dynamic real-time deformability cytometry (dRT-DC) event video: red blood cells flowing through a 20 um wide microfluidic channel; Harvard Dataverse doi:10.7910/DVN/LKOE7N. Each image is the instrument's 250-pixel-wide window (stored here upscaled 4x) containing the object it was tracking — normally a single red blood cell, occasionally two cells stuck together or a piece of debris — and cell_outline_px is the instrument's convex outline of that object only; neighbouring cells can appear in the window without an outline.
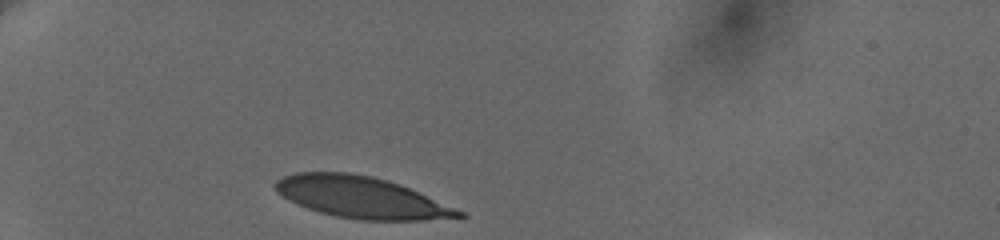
{"species": "human", "species_latin": "Homo sapiens", "temperature_condition": "cold", "stored_images_in_passage": 7, "camera_frame_rate_fps": 3000, "um_per_image_px": 0.085, "donor": {"sex": "female"}, "frame": {"image": 1, "passage_image": 1, "time_ms": 0.0, "image_size_px": [1000, 240], "cell_outline_px": [[468, 216], [424, 220], [360, 220], [336, 216], [320, 212], [308, 208], [276, 192], [272, 184], [276, 180], [284, 176], [296, 172], [352, 172], [372, 176], [388, 180], [400, 184], [464, 212]], "centroid_in_image_um": [30.69, 16.76], "position_along_channel_um": 54.3, "area_um2": 43.99}}
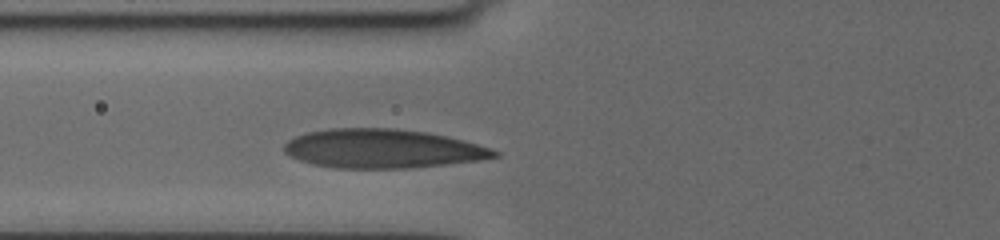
{"frame": {"image": 2, "passage_image": 5, "time_ms": 2.0, "image_size_px": [1000, 240], "cell_outline_px": [[500, 156], [480, 160], [448, 164], [408, 168], [332, 168], [312, 164], [288, 156], [284, 152], [284, 144], [288, 140], [296, 136], [308, 132], [332, 128], [392, 128], [424, 132], [464, 140], [500, 152]], "centroid_in_image_um": [32.48, 12.64], "position_along_channel_um": 93.3, "area_um2": 47.63}}
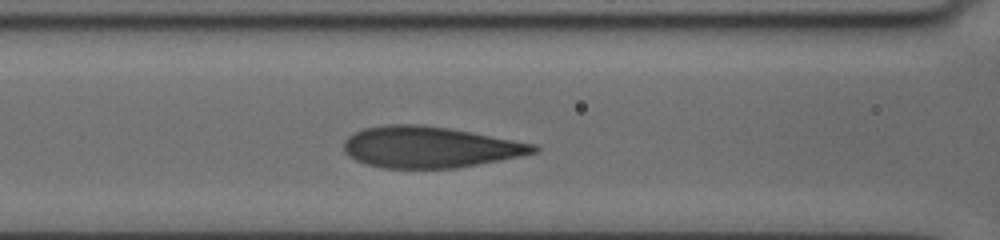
{"frame": {"image": 3, "passage_image": 7, "time_ms": 3.0, "image_size_px": [1000, 240], "cell_outline_px": [[540, 152], [500, 160], [456, 168], [384, 168], [364, 164], [348, 156], [344, 152], [344, 140], [348, 136], [364, 128], [384, 124], [416, 124], [448, 128], [536, 144], [540, 148]], "centroid_in_image_um": [36.51, 12.51], "position_along_channel_um": 130.1, "area_um2": 45.6}}